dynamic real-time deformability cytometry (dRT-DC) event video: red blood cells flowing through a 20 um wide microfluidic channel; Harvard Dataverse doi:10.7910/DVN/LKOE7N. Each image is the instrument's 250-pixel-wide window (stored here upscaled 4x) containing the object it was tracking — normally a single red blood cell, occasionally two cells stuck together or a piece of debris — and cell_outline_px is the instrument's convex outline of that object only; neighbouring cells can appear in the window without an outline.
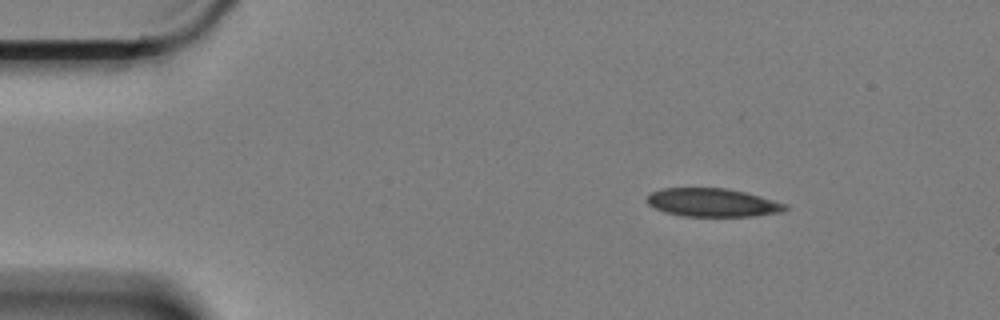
{"species": "Egyptian fruit bat (a non-hibernating species)", "species_latin": "Rousettus aegyptiacus", "temperature_condition": "cold", "stored_images_in_passage": 2, "camera_frame_rate_fps": 3000, "um_per_image_px": 0.085, "animal": {"sex": "female"}, "frame": {"image": 1, "passage_image": 1, "time_ms": 0.0, "image_size_px": [1000, 320], "cell_outline_px": [[788, 208], [780, 212], [752, 216], [684, 216], [664, 212], [648, 204], [648, 196], [652, 192], [660, 188], [728, 188], [760, 196], [788, 204]], "centroid_in_image_um": [60.57, 17.21], "position_along_channel_um": 24.4, "area_um2": 22.72}}